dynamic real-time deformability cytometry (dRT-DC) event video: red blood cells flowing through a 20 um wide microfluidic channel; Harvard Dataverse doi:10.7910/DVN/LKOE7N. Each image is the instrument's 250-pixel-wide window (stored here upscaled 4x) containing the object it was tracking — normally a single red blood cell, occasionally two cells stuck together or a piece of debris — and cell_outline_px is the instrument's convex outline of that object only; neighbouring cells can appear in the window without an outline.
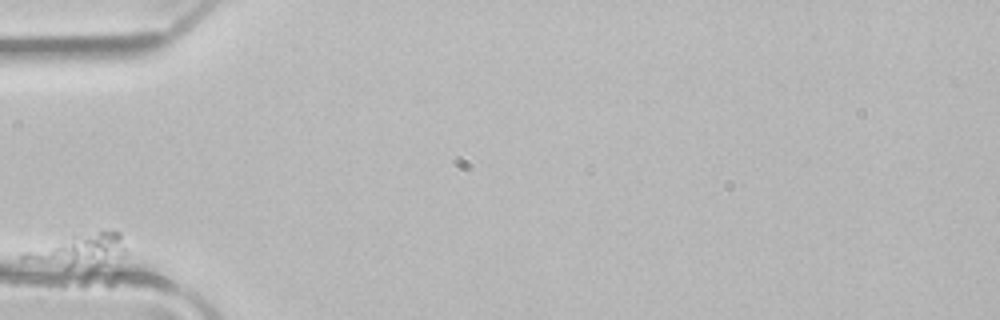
{"species": "common noctule bat (a hibernating species)", "species_latin": "Nyctalus noctula", "temperature_condition": "room temperature", "stored_images_in_passage": 3, "camera_frame_rate_fps": 3000, "um_per_image_px": 0.085, "animal": {"sex": "male", "body_mass_g": 21.5, "forearm_length_mm": 52.0}, "frame": {"image": 1, "passage_image": 1, "time_ms": 0.0, "image_size_px": [1000, 320], "cell_outline_px": [[128, 252], [124, 256], [104, 260], [72, 264], [20, 260], [20, 256], [24, 252], [72, 232], [120, 232]], "centroid_in_image_um": [6.71, 21.12], "position_along_channel_um": 78.3, "area_um2": 17.92}}
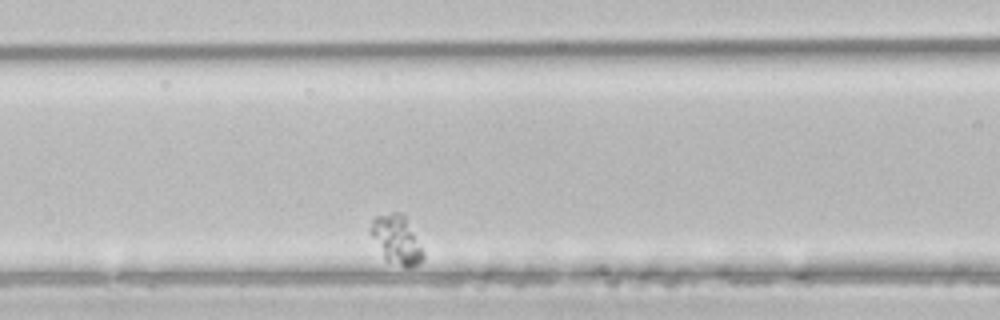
{"frame": {"image": 2, "passage_image": 3, "time_ms": 0.667, "image_size_px": [1000, 320], "cell_outline_px": [[424, 256], [416, 264], [408, 268], [384, 260], [368, 232], [368, 228], [372, 220], [376, 216], [392, 212], [400, 212], [404, 216], [424, 252]], "centroid_in_image_um": [33.63, 20.37], "position_along_channel_um": 133.0, "area_um2": 14.85}}